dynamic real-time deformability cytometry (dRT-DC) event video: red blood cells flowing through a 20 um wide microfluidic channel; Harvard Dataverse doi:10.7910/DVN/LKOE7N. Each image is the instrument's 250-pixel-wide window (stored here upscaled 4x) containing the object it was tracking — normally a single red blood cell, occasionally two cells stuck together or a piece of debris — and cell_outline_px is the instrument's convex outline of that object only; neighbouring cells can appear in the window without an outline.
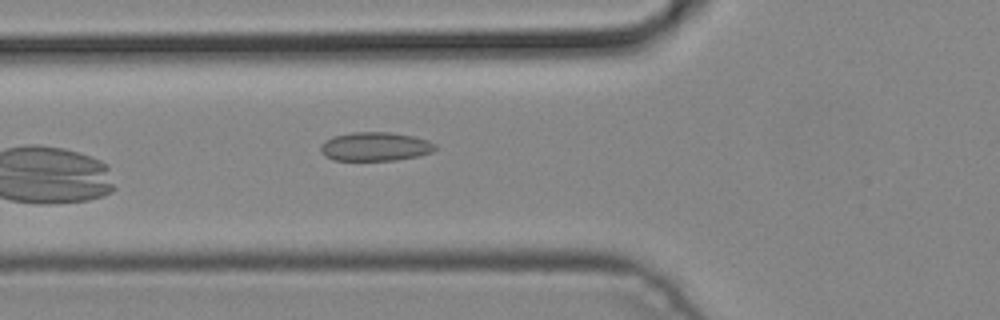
{"species": "common noctule bat (a hibernating species)", "species_latin": "Nyctalus noctula", "temperature_condition": "cold", "stored_images_in_passage": 5, "camera_frame_rate_fps": 3000, "um_per_image_px": 0.085, "animal": {"sex": "male", "body_mass_g": 19.2, "forearm_length_mm": 51.8}, "frame": {"image": 1, "passage_image": 5, "time_ms": 1.333, "image_size_px": [1000, 320], "cell_outline_px": [[436, 148], [432, 152], [416, 156], [396, 160], [332, 160], [324, 156], [320, 152], [320, 144], [332, 136], [352, 132], [388, 132], [412, 136], [428, 140], [436, 144]], "centroid_in_image_um": [31.85, 12.46], "position_along_channel_um": 94.0, "area_um2": 19.31}}